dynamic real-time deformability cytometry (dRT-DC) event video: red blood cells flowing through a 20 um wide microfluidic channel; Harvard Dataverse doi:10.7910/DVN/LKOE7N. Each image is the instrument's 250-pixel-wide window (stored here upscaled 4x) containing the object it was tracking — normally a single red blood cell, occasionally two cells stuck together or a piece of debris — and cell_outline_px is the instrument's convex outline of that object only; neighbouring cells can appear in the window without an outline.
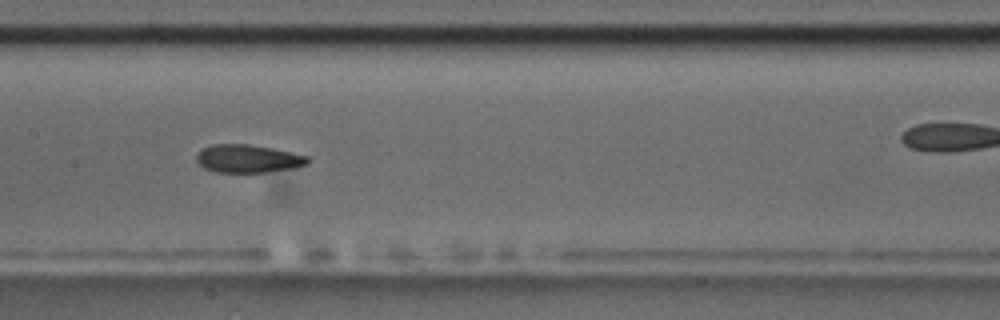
{"species": "common noctule bat (a hibernating species)", "species_latin": "Nyctalus noctula", "temperature_condition": "room temperature", "stored_images_in_passage": 15, "camera_frame_rate_fps": 3000, "um_per_image_px": 0.085, "animal": {"sex": "male", "body_mass_g": 17.5, "forearm_length_mm": 52.3}, "frame": {"image": 1, "passage_image": 7, "time_ms": 7.0, "image_size_px": [1000, 320], "cell_outline_px": [[308, 164], [292, 168], [264, 172], [216, 172], [204, 168], [196, 160], [196, 152], [200, 148], [212, 144], [248, 144], [272, 148], [292, 152], [308, 156]], "centroid_in_image_um": [21.03, 13.47], "position_along_channel_um": 186.4, "area_um2": 18.21}, "authors_computed_cell_mechanics": {"area_um2": 18.207, "velocity_mm_per_s": 3.6292, "shape_relaxation_time_tau1_ms": 3.2868, "shape_relaxation_time_tau2_ms": 2.469, "deformation_change_tau1": 0.1133, "deformation_change_tau2": 0.0713}}